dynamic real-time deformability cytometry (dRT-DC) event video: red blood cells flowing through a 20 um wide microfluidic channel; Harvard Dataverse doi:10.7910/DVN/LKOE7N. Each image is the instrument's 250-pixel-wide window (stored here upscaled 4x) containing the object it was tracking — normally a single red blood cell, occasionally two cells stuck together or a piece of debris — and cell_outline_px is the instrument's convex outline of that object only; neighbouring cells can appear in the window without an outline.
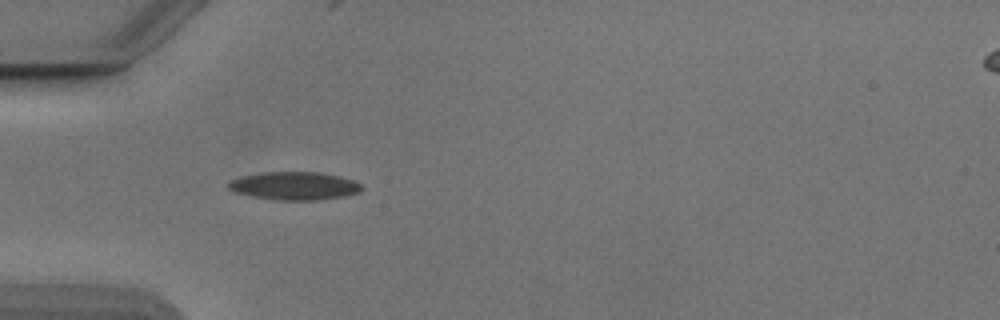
{"species": "Egyptian fruit bat (a non-hibernating species)", "species_latin": "Rousettus aegyptiacus", "temperature_condition": "cold", "stored_images_in_passage": 9, "camera_frame_rate_fps": 3000, "um_per_image_px": 0.085, "animal": {"sex": "male"}, "frame": {"image": 1, "passage_image": 6, "time_ms": 1.667, "image_size_px": [1000, 320], "cell_outline_px": [[364, 188], [360, 192], [344, 196], [320, 200], [276, 200], [252, 196], [236, 192], [228, 188], [228, 184], [232, 180], [240, 176], [264, 172], [320, 172], [340, 176], [352, 180], [360, 184]], "centroid_in_image_um": [25.05, 15.8], "position_along_channel_um": 59.9, "area_um2": 21.79}}
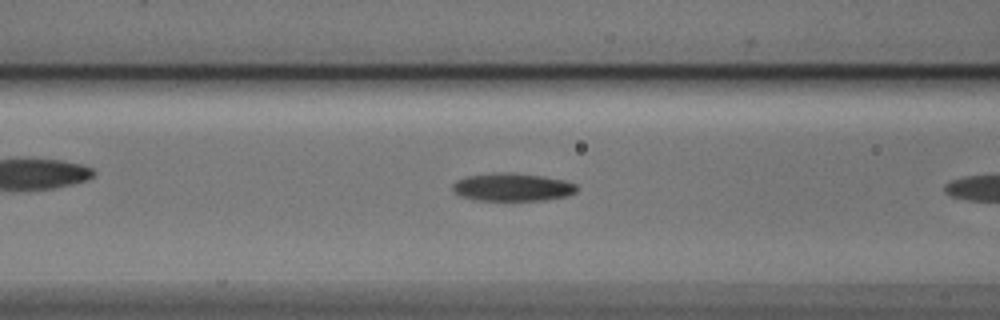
{"frame": {"image": 2, "passage_image": 8, "time_ms": 2.333, "image_size_px": [1000, 320], "cell_outline_px": [[576, 192], [568, 196], [544, 200], [472, 200], [460, 196], [452, 192], [452, 184], [456, 180], [464, 176], [492, 172], [512, 172], [544, 176], [564, 180], [576, 184]], "centroid_in_image_um": [43.49, 15.89], "position_along_channel_um": 123.1, "area_um2": 20.63}}